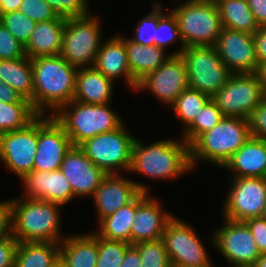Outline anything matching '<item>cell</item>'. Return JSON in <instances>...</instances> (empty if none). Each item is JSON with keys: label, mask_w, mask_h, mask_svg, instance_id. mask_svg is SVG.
<instances>
[{"label": "cell", "mask_w": 266, "mask_h": 267, "mask_svg": "<svg viewBox=\"0 0 266 267\" xmlns=\"http://www.w3.org/2000/svg\"><path fill=\"white\" fill-rule=\"evenodd\" d=\"M135 139L123 123L114 131L84 141L79 148L107 175L120 174L122 170L130 171Z\"/></svg>", "instance_id": "52a82bcc"}, {"label": "cell", "mask_w": 266, "mask_h": 267, "mask_svg": "<svg viewBox=\"0 0 266 267\" xmlns=\"http://www.w3.org/2000/svg\"><path fill=\"white\" fill-rule=\"evenodd\" d=\"M224 28L254 34L259 28L247 0H216Z\"/></svg>", "instance_id": "4dcf8cb0"}, {"label": "cell", "mask_w": 266, "mask_h": 267, "mask_svg": "<svg viewBox=\"0 0 266 267\" xmlns=\"http://www.w3.org/2000/svg\"><path fill=\"white\" fill-rule=\"evenodd\" d=\"M18 243L13 235L0 241V267H14Z\"/></svg>", "instance_id": "ee69618b"}, {"label": "cell", "mask_w": 266, "mask_h": 267, "mask_svg": "<svg viewBox=\"0 0 266 267\" xmlns=\"http://www.w3.org/2000/svg\"><path fill=\"white\" fill-rule=\"evenodd\" d=\"M72 142L52 115H38V145L33 170H58Z\"/></svg>", "instance_id": "2e32d148"}, {"label": "cell", "mask_w": 266, "mask_h": 267, "mask_svg": "<svg viewBox=\"0 0 266 267\" xmlns=\"http://www.w3.org/2000/svg\"><path fill=\"white\" fill-rule=\"evenodd\" d=\"M38 145V116L26 127L0 135V163L22 179L33 171Z\"/></svg>", "instance_id": "5bb4252c"}, {"label": "cell", "mask_w": 266, "mask_h": 267, "mask_svg": "<svg viewBox=\"0 0 266 267\" xmlns=\"http://www.w3.org/2000/svg\"><path fill=\"white\" fill-rule=\"evenodd\" d=\"M131 246L126 242L108 240L98 236V258L96 267H120L126 250Z\"/></svg>", "instance_id": "74e56055"}, {"label": "cell", "mask_w": 266, "mask_h": 267, "mask_svg": "<svg viewBox=\"0 0 266 267\" xmlns=\"http://www.w3.org/2000/svg\"><path fill=\"white\" fill-rule=\"evenodd\" d=\"M190 146L181 137L168 138L150 145L136 138L132 149L129 173H135L153 180H176L192 172Z\"/></svg>", "instance_id": "7a4b0ae2"}, {"label": "cell", "mask_w": 266, "mask_h": 267, "mask_svg": "<svg viewBox=\"0 0 266 267\" xmlns=\"http://www.w3.org/2000/svg\"><path fill=\"white\" fill-rule=\"evenodd\" d=\"M60 242V259L66 267H96L98 258V235H69Z\"/></svg>", "instance_id": "484cf974"}, {"label": "cell", "mask_w": 266, "mask_h": 267, "mask_svg": "<svg viewBox=\"0 0 266 267\" xmlns=\"http://www.w3.org/2000/svg\"><path fill=\"white\" fill-rule=\"evenodd\" d=\"M180 55L186 66L189 88L209 97L216 94L232 75L215 46L185 47Z\"/></svg>", "instance_id": "9c48e42d"}, {"label": "cell", "mask_w": 266, "mask_h": 267, "mask_svg": "<svg viewBox=\"0 0 266 267\" xmlns=\"http://www.w3.org/2000/svg\"><path fill=\"white\" fill-rule=\"evenodd\" d=\"M70 183L75 199L93 196L107 174L88 158L79 146H72L59 168Z\"/></svg>", "instance_id": "d6986e66"}, {"label": "cell", "mask_w": 266, "mask_h": 267, "mask_svg": "<svg viewBox=\"0 0 266 267\" xmlns=\"http://www.w3.org/2000/svg\"><path fill=\"white\" fill-rule=\"evenodd\" d=\"M148 186L120 174H108L93 194L98 222L132 202L141 192L149 193Z\"/></svg>", "instance_id": "ac0fdd59"}, {"label": "cell", "mask_w": 266, "mask_h": 267, "mask_svg": "<svg viewBox=\"0 0 266 267\" xmlns=\"http://www.w3.org/2000/svg\"><path fill=\"white\" fill-rule=\"evenodd\" d=\"M31 63L33 109L39 115L48 112L47 115L53 116L73 100L78 68L70 65L60 54L32 58Z\"/></svg>", "instance_id": "6da1fadb"}, {"label": "cell", "mask_w": 266, "mask_h": 267, "mask_svg": "<svg viewBox=\"0 0 266 267\" xmlns=\"http://www.w3.org/2000/svg\"><path fill=\"white\" fill-rule=\"evenodd\" d=\"M139 206V195L129 204L121 207L113 214L101 219L94 232L105 239L122 241L130 244L131 226Z\"/></svg>", "instance_id": "f1b7e54d"}, {"label": "cell", "mask_w": 266, "mask_h": 267, "mask_svg": "<svg viewBox=\"0 0 266 267\" xmlns=\"http://www.w3.org/2000/svg\"><path fill=\"white\" fill-rule=\"evenodd\" d=\"M53 116L64 127L73 146L125 123L109 104H85L76 100L63 105Z\"/></svg>", "instance_id": "5b68a950"}, {"label": "cell", "mask_w": 266, "mask_h": 267, "mask_svg": "<svg viewBox=\"0 0 266 267\" xmlns=\"http://www.w3.org/2000/svg\"><path fill=\"white\" fill-rule=\"evenodd\" d=\"M259 75L266 91V63L260 67Z\"/></svg>", "instance_id": "db71d44e"}, {"label": "cell", "mask_w": 266, "mask_h": 267, "mask_svg": "<svg viewBox=\"0 0 266 267\" xmlns=\"http://www.w3.org/2000/svg\"><path fill=\"white\" fill-rule=\"evenodd\" d=\"M60 258V243L19 242L14 267H51Z\"/></svg>", "instance_id": "f546056e"}, {"label": "cell", "mask_w": 266, "mask_h": 267, "mask_svg": "<svg viewBox=\"0 0 266 267\" xmlns=\"http://www.w3.org/2000/svg\"><path fill=\"white\" fill-rule=\"evenodd\" d=\"M266 97L259 73L232 74L211 99L224 117L247 119Z\"/></svg>", "instance_id": "30bf717a"}, {"label": "cell", "mask_w": 266, "mask_h": 267, "mask_svg": "<svg viewBox=\"0 0 266 267\" xmlns=\"http://www.w3.org/2000/svg\"><path fill=\"white\" fill-rule=\"evenodd\" d=\"M38 115L31 102L5 103L0 100V135L26 127Z\"/></svg>", "instance_id": "1f68e13d"}, {"label": "cell", "mask_w": 266, "mask_h": 267, "mask_svg": "<svg viewBox=\"0 0 266 267\" xmlns=\"http://www.w3.org/2000/svg\"><path fill=\"white\" fill-rule=\"evenodd\" d=\"M250 136L266 140V97L247 118Z\"/></svg>", "instance_id": "7bdbcfd3"}, {"label": "cell", "mask_w": 266, "mask_h": 267, "mask_svg": "<svg viewBox=\"0 0 266 267\" xmlns=\"http://www.w3.org/2000/svg\"><path fill=\"white\" fill-rule=\"evenodd\" d=\"M140 254L141 267H171L162 238L133 245Z\"/></svg>", "instance_id": "8d00e7d4"}, {"label": "cell", "mask_w": 266, "mask_h": 267, "mask_svg": "<svg viewBox=\"0 0 266 267\" xmlns=\"http://www.w3.org/2000/svg\"><path fill=\"white\" fill-rule=\"evenodd\" d=\"M261 254L266 253V220L262 217L245 221Z\"/></svg>", "instance_id": "f6af8a7d"}, {"label": "cell", "mask_w": 266, "mask_h": 267, "mask_svg": "<svg viewBox=\"0 0 266 267\" xmlns=\"http://www.w3.org/2000/svg\"><path fill=\"white\" fill-rule=\"evenodd\" d=\"M23 197L60 204L62 206L75 199L70 183L58 169L51 172L33 170L22 179Z\"/></svg>", "instance_id": "ffe728a7"}, {"label": "cell", "mask_w": 266, "mask_h": 267, "mask_svg": "<svg viewBox=\"0 0 266 267\" xmlns=\"http://www.w3.org/2000/svg\"><path fill=\"white\" fill-rule=\"evenodd\" d=\"M258 26L266 25V0H247Z\"/></svg>", "instance_id": "c3c4849f"}, {"label": "cell", "mask_w": 266, "mask_h": 267, "mask_svg": "<svg viewBox=\"0 0 266 267\" xmlns=\"http://www.w3.org/2000/svg\"><path fill=\"white\" fill-rule=\"evenodd\" d=\"M129 70L137 83L146 74L163 65L170 56L165 49L155 45H142L125 37ZM167 54V55H166Z\"/></svg>", "instance_id": "4316f807"}, {"label": "cell", "mask_w": 266, "mask_h": 267, "mask_svg": "<svg viewBox=\"0 0 266 267\" xmlns=\"http://www.w3.org/2000/svg\"><path fill=\"white\" fill-rule=\"evenodd\" d=\"M223 169L232 177H266V140L250 137Z\"/></svg>", "instance_id": "603a6c76"}, {"label": "cell", "mask_w": 266, "mask_h": 267, "mask_svg": "<svg viewBox=\"0 0 266 267\" xmlns=\"http://www.w3.org/2000/svg\"><path fill=\"white\" fill-rule=\"evenodd\" d=\"M63 18L84 17L90 14L88 0H44Z\"/></svg>", "instance_id": "ab89813d"}, {"label": "cell", "mask_w": 266, "mask_h": 267, "mask_svg": "<svg viewBox=\"0 0 266 267\" xmlns=\"http://www.w3.org/2000/svg\"><path fill=\"white\" fill-rule=\"evenodd\" d=\"M120 267H141L139 251L133 245L126 250L124 260Z\"/></svg>", "instance_id": "f907efd6"}, {"label": "cell", "mask_w": 266, "mask_h": 267, "mask_svg": "<svg viewBox=\"0 0 266 267\" xmlns=\"http://www.w3.org/2000/svg\"><path fill=\"white\" fill-rule=\"evenodd\" d=\"M162 240L171 265L203 266L212 263L202 239L182 219L174 216L165 227Z\"/></svg>", "instance_id": "4fadbf2b"}, {"label": "cell", "mask_w": 266, "mask_h": 267, "mask_svg": "<svg viewBox=\"0 0 266 267\" xmlns=\"http://www.w3.org/2000/svg\"><path fill=\"white\" fill-rule=\"evenodd\" d=\"M0 80L14 88L33 107V69L26 55L14 60H0Z\"/></svg>", "instance_id": "83f0119b"}, {"label": "cell", "mask_w": 266, "mask_h": 267, "mask_svg": "<svg viewBox=\"0 0 266 267\" xmlns=\"http://www.w3.org/2000/svg\"><path fill=\"white\" fill-rule=\"evenodd\" d=\"M19 11L36 23L51 21L59 17L55 10L44 0H22Z\"/></svg>", "instance_id": "60d3db41"}, {"label": "cell", "mask_w": 266, "mask_h": 267, "mask_svg": "<svg viewBox=\"0 0 266 267\" xmlns=\"http://www.w3.org/2000/svg\"><path fill=\"white\" fill-rule=\"evenodd\" d=\"M60 204L27 199L23 196L11 198L12 235L18 242L60 243L62 235Z\"/></svg>", "instance_id": "3957f363"}, {"label": "cell", "mask_w": 266, "mask_h": 267, "mask_svg": "<svg viewBox=\"0 0 266 267\" xmlns=\"http://www.w3.org/2000/svg\"><path fill=\"white\" fill-rule=\"evenodd\" d=\"M0 100L5 103H14V102H30L27 99H24L20 93H18L11 86L3 83L0 80Z\"/></svg>", "instance_id": "681fc988"}, {"label": "cell", "mask_w": 266, "mask_h": 267, "mask_svg": "<svg viewBox=\"0 0 266 267\" xmlns=\"http://www.w3.org/2000/svg\"><path fill=\"white\" fill-rule=\"evenodd\" d=\"M0 23L18 40L24 47L29 42L36 22L21 11L2 14Z\"/></svg>", "instance_id": "d590c367"}, {"label": "cell", "mask_w": 266, "mask_h": 267, "mask_svg": "<svg viewBox=\"0 0 266 267\" xmlns=\"http://www.w3.org/2000/svg\"><path fill=\"white\" fill-rule=\"evenodd\" d=\"M91 13L84 17L66 18L60 55L77 68L93 67L103 41L101 21Z\"/></svg>", "instance_id": "ba28073f"}, {"label": "cell", "mask_w": 266, "mask_h": 267, "mask_svg": "<svg viewBox=\"0 0 266 267\" xmlns=\"http://www.w3.org/2000/svg\"><path fill=\"white\" fill-rule=\"evenodd\" d=\"M65 20L59 16L51 21L36 23L27 45L25 55L32 59L44 56L59 55L62 50Z\"/></svg>", "instance_id": "d4e9b609"}, {"label": "cell", "mask_w": 266, "mask_h": 267, "mask_svg": "<svg viewBox=\"0 0 266 267\" xmlns=\"http://www.w3.org/2000/svg\"><path fill=\"white\" fill-rule=\"evenodd\" d=\"M24 56V46L0 23V60H14Z\"/></svg>", "instance_id": "b9f144b4"}, {"label": "cell", "mask_w": 266, "mask_h": 267, "mask_svg": "<svg viewBox=\"0 0 266 267\" xmlns=\"http://www.w3.org/2000/svg\"><path fill=\"white\" fill-rule=\"evenodd\" d=\"M157 199L152 198L150 193L139 194V206L130 232L131 245L162 238L165 227L174 218L172 213L164 211Z\"/></svg>", "instance_id": "44dd1931"}, {"label": "cell", "mask_w": 266, "mask_h": 267, "mask_svg": "<svg viewBox=\"0 0 266 267\" xmlns=\"http://www.w3.org/2000/svg\"><path fill=\"white\" fill-rule=\"evenodd\" d=\"M214 264L210 263L208 265H203V266H185V265H171V267H214Z\"/></svg>", "instance_id": "11a10c76"}, {"label": "cell", "mask_w": 266, "mask_h": 267, "mask_svg": "<svg viewBox=\"0 0 266 267\" xmlns=\"http://www.w3.org/2000/svg\"><path fill=\"white\" fill-rule=\"evenodd\" d=\"M93 67L114 83L123 76L126 85L135 92L137 83L129 70L125 36L117 34L103 41Z\"/></svg>", "instance_id": "7402d4cb"}, {"label": "cell", "mask_w": 266, "mask_h": 267, "mask_svg": "<svg viewBox=\"0 0 266 267\" xmlns=\"http://www.w3.org/2000/svg\"><path fill=\"white\" fill-rule=\"evenodd\" d=\"M211 99L208 95L191 88L185 89L170 106L183 124L184 131L196 118L204 105Z\"/></svg>", "instance_id": "d6a6232c"}, {"label": "cell", "mask_w": 266, "mask_h": 267, "mask_svg": "<svg viewBox=\"0 0 266 267\" xmlns=\"http://www.w3.org/2000/svg\"><path fill=\"white\" fill-rule=\"evenodd\" d=\"M223 217L245 222L260 218L266 206V177H231Z\"/></svg>", "instance_id": "8fae6325"}, {"label": "cell", "mask_w": 266, "mask_h": 267, "mask_svg": "<svg viewBox=\"0 0 266 267\" xmlns=\"http://www.w3.org/2000/svg\"><path fill=\"white\" fill-rule=\"evenodd\" d=\"M250 137L247 119L223 117L216 126L203 133L190 146L192 169L194 170L201 160L223 168Z\"/></svg>", "instance_id": "277c9868"}, {"label": "cell", "mask_w": 266, "mask_h": 267, "mask_svg": "<svg viewBox=\"0 0 266 267\" xmlns=\"http://www.w3.org/2000/svg\"><path fill=\"white\" fill-rule=\"evenodd\" d=\"M21 3L22 0H2V4L0 6V16L2 14L18 11Z\"/></svg>", "instance_id": "816d5d0a"}, {"label": "cell", "mask_w": 266, "mask_h": 267, "mask_svg": "<svg viewBox=\"0 0 266 267\" xmlns=\"http://www.w3.org/2000/svg\"><path fill=\"white\" fill-rule=\"evenodd\" d=\"M12 235L11 199L0 201V241Z\"/></svg>", "instance_id": "bcb514c9"}, {"label": "cell", "mask_w": 266, "mask_h": 267, "mask_svg": "<svg viewBox=\"0 0 266 267\" xmlns=\"http://www.w3.org/2000/svg\"><path fill=\"white\" fill-rule=\"evenodd\" d=\"M189 88L188 74L181 55H172L156 70L137 82L135 91L147 90L163 104L172 105L177 97Z\"/></svg>", "instance_id": "9a60e30c"}, {"label": "cell", "mask_w": 266, "mask_h": 267, "mask_svg": "<svg viewBox=\"0 0 266 267\" xmlns=\"http://www.w3.org/2000/svg\"><path fill=\"white\" fill-rule=\"evenodd\" d=\"M51 267H66L65 264L59 258Z\"/></svg>", "instance_id": "9f6ffc18"}, {"label": "cell", "mask_w": 266, "mask_h": 267, "mask_svg": "<svg viewBox=\"0 0 266 267\" xmlns=\"http://www.w3.org/2000/svg\"><path fill=\"white\" fill-rule=\"evenodd\" d=\"M153 4L150 13L140 18L138 25L135 26L134 36L129 38L131 41L142 45H154L156 30L158 27V4Z\"/></svg>", "instance_id": "f35d334b"}, {"label": "cell", "mask_w": 266, "mask_h": 267, "mask_svg": "<svg viewBox=\"0 0 266 267\" xmlns=\"http://www.w3.org/2000/svg\"><path fill=\"white\" fill-rule=\"evenodd\" d=\"M223 117L221 110L210 99L198 113L194 121L184 131H181L182 135L180 137L191 146L203 133L216 126Z\"/></svg>", "instance_id": "836d02e7"}, {"label": "cell", "mask_w": 266, "mask_h": 267, "mask_svg": "<svg viewBox=\"0 0 266 267\" xmlns=\"http://www.w3.org/2000/svg\"><path fill=\"white\" fill-rule=\"evenodd\" d=\"M261 217L266 220V206L264 208L263 215Z\"/></svg>", "instance_id": "6f0895ef"}, {"label": "cell", "mask_w": 266, "mask_h": 267, "mask_svg": "<svg viewBox=\"0 0 266 267\" xmlns=\"http://www.w3.org/2000/svg\"><path fill=\"white\" fill-rule=\"evenodd\" d=\"M259 67L266 63V25L259 26L253 34Z\"/></svg>", "instance_id": "7dc6e473"}, {"label": "cell", "mask_w": 266, "mask_h": 267, "mask_svg": "<svg viewBox=\"0 0 266 267\" xmlns=\"http://www.w3.org/2000/svg\"><path fill=\"white\" fill-rule=\"evenodd\" d=\"M158 4V27L156 30V39H154V45L167 49V45L175 44L177 41L180 42V49L171 52V55H180L182 50L185 48L184 43L181 39L180 31L178 28L177 20L171 11L163 12L164 10L160 2H152Z\"/></svg>", "instance_id": "e575fe53"}, {"label": "cell", "mask_w": 266, "mask_h": 267, "mask_svg": "<svg viewBox=\"0 0 266 267\" xmlns=\"http://www.w3.org/2000/svg\"><path fill=\"white\" fill-rule=\"evenodd\" d=\"M115 84L94 67L78 68L73 100L85 104H109Z\"/></svg>", "instance_id": "cb8c5ba5"}, {"label": "cell", "mask_w": 266, "mask_h": 267, "mask_svg": "<svg viewBox=\"0 0 266 267\" xmlns=\"http://www.w3.org/2000/svg\"><path fill=\"white\" fill-rule=\"evenodd\" d=\"M215 48L232 74L259 73L253 34L223 27Z\"/></svg>", "instance_id": "e0dca14e"}, {"label": "cell", "mask_w": 266, "mask_h": 267, "mask_svg": "<svg viewBox=\"0 0 266 267\" xmlns=\"http://www.w3.org/2000/svg\"><path fill=\"white\" fill-rule=\"evenodd\" d=\"M252 267H266V253L261 254Z\"/></svg>", "instance_id": "f5cc1de1"}, {"label": "cell", "mask_w": 266, "mask_h": 267, "mask_svg": "<svg viewBox=\"0 0 266 267\" xmlns=\"http://www.w3.org/2000/svg\"><path fill=\"white\" fill-rule=\"evenodd\" d=\"M171 12L175 16L185 47L215 46L223 26L213 0H186Z\"/></svg>", "instance_id": "8992f818"}, {"label": "cell", "mask_w": 266, "mask_h": 267, "mask_svg": "<svg viewBox=\"0 0 266 267\" xmlns=\"http://www.w3.org/2000/svg\"><path fill=\"white\" fill-rule=\"evenodd\" d=\"M214 229L211 243L232 267H252L261 253L245 222L223 219Z\"/></svg>", "instance_id": "7c38bea8"}]
</instances>
